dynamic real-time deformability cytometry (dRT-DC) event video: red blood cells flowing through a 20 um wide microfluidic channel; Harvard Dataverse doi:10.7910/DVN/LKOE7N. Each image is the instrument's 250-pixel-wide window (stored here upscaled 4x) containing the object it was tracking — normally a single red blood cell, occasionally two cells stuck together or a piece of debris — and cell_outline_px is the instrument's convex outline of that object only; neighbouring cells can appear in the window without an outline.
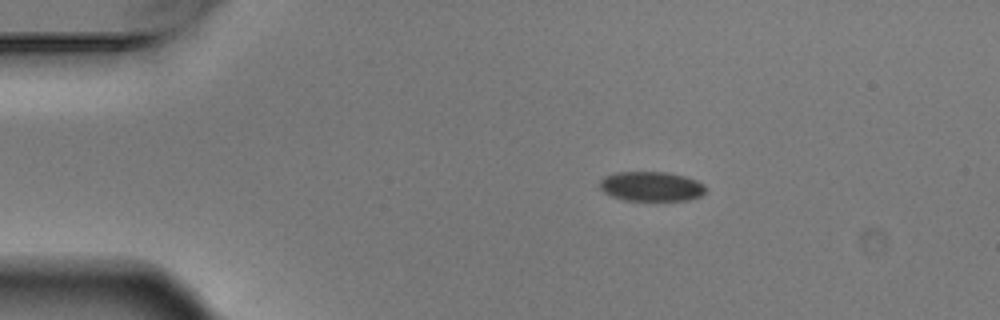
{"species": "Egyptian fruit bat (a non-hibernating species)", "species_latin": "Rousettus aegyptiacus", "temperature_condition": "warm", "stored_images_in_passage": 4, "camera_frame_rate_fps": 3000, "um_per_image_px": 0.085, "animal": {"sex": "male"}, "frame": {"image": 1, "passage_image": 1, "time_ms": 0.0, "image_size_px": [1000, 320], "cell_outline_px": [[708, 188], [700, 196], [688, 200], [624, 200], [612, 196], [604, 192], [600, 188], [600, 180], [604, 176], [616, 172], [668, 172], [684, 176], [696, 180], [704, 184]], "centroid_in_image_um": [55.36, 15.84], "position_along_channel_um": 29.6, "area_um2": 18.32}}
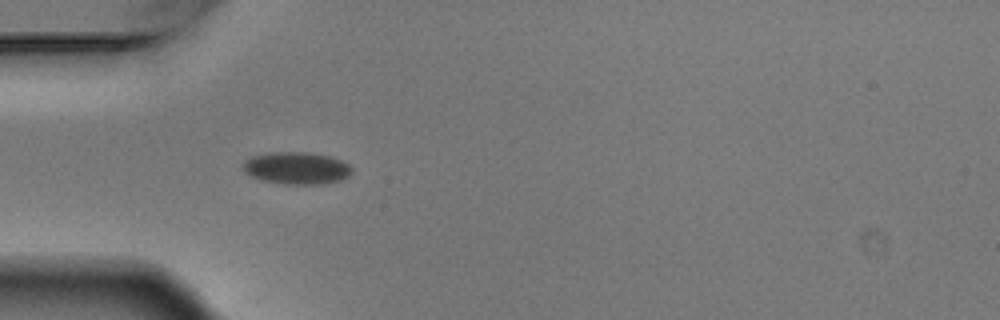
{"frame": {"image": 2, "passage_image": 3, "time_ms": 0.667, "image_size_px": [1000, 320], "cell_outline_px": [[352, 172], [348, 176], [340, 180], [320, 184], [284, 184], [264, 180], [252, 176], [244, 172], [244, 160], [252, 156], [268, 152], [308, 152], [332, 156], [348, 164], [352, 168]], "centroid_in_image_um": [25.22, 14.27], "position_along_channel_um": 59.8, "area_um2": 20.4}}
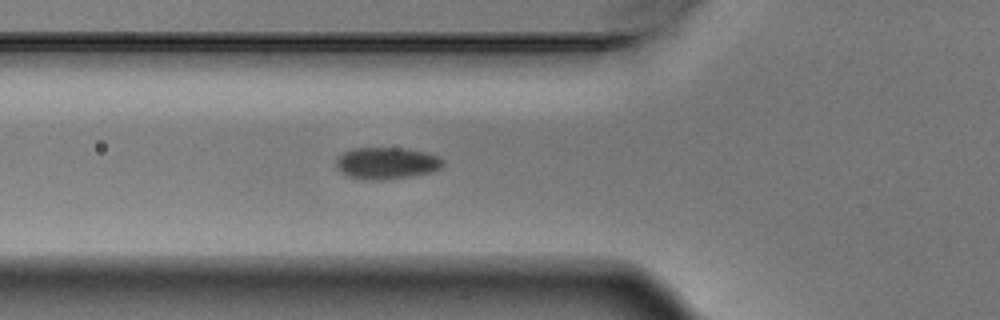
{"frame": {"image": 3, "passage_image": 4, "time_ms": 1.0, "image_size_px": [1000, 320], "cell_outline_px": [[444, 164], [440, 168], [432, 172], [412, 176], [384, 180], [360, 180], [348, 176], [340, 172], [336, 168], [336, 160], [344, 152], [352, 148], [400, 148], [424, 152], [436, 156], [444, 160]], "centroid_in_image_um": [32.83, 13.89], "position_along_channel_um": 93.0, "area_um2": 19.88}}